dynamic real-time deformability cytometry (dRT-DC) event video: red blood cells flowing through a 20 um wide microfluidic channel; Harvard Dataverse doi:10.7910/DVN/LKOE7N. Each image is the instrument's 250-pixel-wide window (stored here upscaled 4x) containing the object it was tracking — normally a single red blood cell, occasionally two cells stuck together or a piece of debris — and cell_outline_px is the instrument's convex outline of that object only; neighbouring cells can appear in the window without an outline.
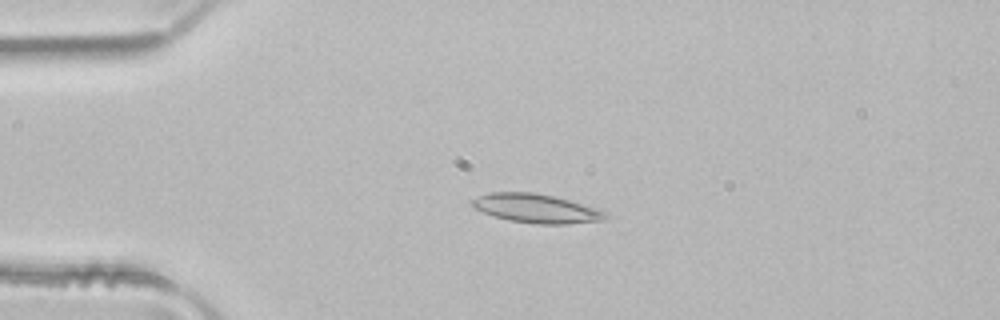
{"species": "common noctule bat (a hibernating species)", "species_latin": "Nyctalus noctula", "temperature_condition": "room temperature", "stored_images_in_passage": 4, "camera_frame_rate_fps": 3000, "um_per_image_px": 0.085, "animal": {"sex": "male", "body_mass_g": 21.5, "forearm_length_mm": 52.0}, "frame": {"image": 1, "passage_image": 3, "time_ms": 0.667, "image_size_px": [1000, 320], "cell_outline_px": [[608, 216], [604, 220], [564, 224], [540, 224], [508, 220], [484, 212], [476, 208], [472, 204], [472, 200], [488, 192], [536, 192], [568, 200], [596, 208], [608, 212]], "centroid_in_image_um": [45.62, 17.71], "position_along_channel_um": 39.4, "area_um2": 22.14}}